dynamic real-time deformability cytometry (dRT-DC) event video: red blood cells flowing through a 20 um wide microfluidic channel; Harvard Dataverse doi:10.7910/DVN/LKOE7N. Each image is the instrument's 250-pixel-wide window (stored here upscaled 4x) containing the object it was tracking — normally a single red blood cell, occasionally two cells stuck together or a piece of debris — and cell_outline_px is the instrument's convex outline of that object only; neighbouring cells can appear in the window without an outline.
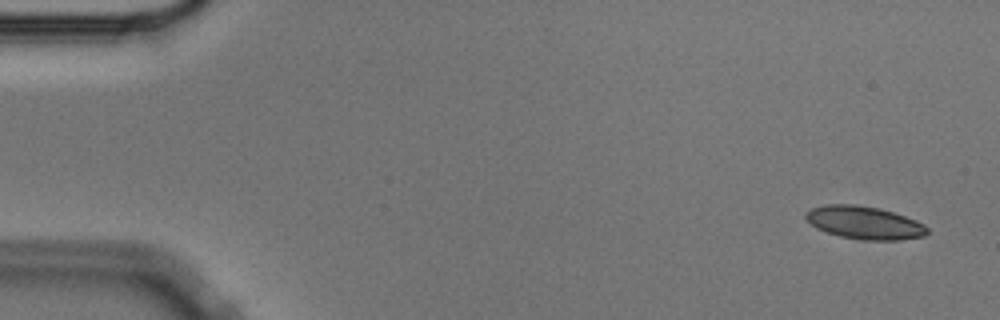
{"species": "Egyptian fruit bat (a non-hibernating species)", "species_latin": "Rousettus aegyptiacus", "temperature_condition": "cold", "stored_images_in_passage": 56, "camera_frame_rate_fps": 3000, "um_per_image_px": 0.085, "animal": {"sex": "male"}, "frame": {"image": 1, "passage_image": 3, "time_ms": 0.667, "image_size_px": [1000, 320], "cell_outline_px": [[928, 232], [924, 236], [900, 240], [864, 240], [840, 236], [816, 228], [804, 216], [804, 212], [812, 208], [824, 204], [856, 204], [880, 208], [916, 220], [924, 224], [928, 228]], "centroid_in_image_um": [73.47, 18.92], "position_along_channel_um": 11.5, "area_um2": 23.29}}
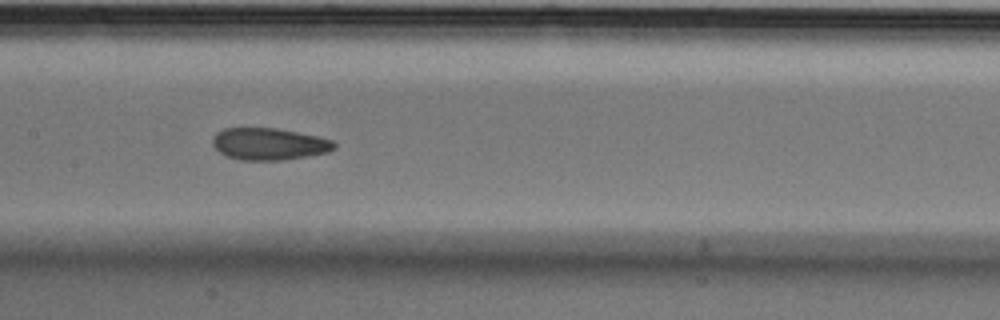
{"frame": {"image": 2, "passage_image": 28, "time_ms": 9.0, "image_size_px": [1000, 320], "cell_outline_px": [[336, 148], [328, 152], [308, 156], [284, 160], [240, 160], [228, 156], [220, 152], [212, 144], [212, 136], [216, 132], [224, 128], [276, 128], [316, 136], [332, 140], [336, 144]], "centroid_in_image_um": [22.86, 12.24], "position_along_channel_um": 184.5, "area_um2": 22.66}}
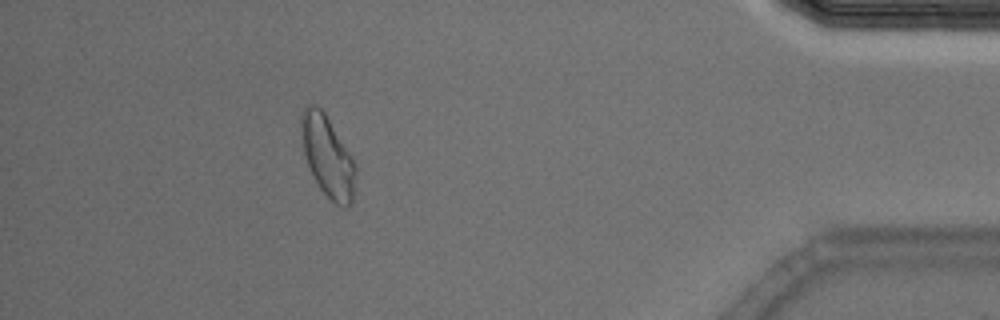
{"frame": {"image": 3, "passage_image": 51, "time_ms": 16.667, "image_size_px": [1000, 320], "cell_outline_px": [[356, 172], [352, 204], [344, 208], [336, 204], [320, 188], [308, 164], [304, 152], [300, 132], [300, 112], [308, 104], [312, 104], [320, 108], [324, 112], [352, 156], [356, 168]], "centroid_in_image_um": [27.84, 13.27], "position_along_channel_um": 407.4, "area_um2": 25.49}, "authors_computed_cell_mechanics": {"area_um2": 23.6691, "velocity_mm_per_s": 3.5497, "shape_relaxation_time_tau1_ms": 8.1473, "shape_relaxation_time_tau2_ms": 1.8311, "deformation_change_tau1": 0.1508, "deformation_change_tau2": 0.0706}}